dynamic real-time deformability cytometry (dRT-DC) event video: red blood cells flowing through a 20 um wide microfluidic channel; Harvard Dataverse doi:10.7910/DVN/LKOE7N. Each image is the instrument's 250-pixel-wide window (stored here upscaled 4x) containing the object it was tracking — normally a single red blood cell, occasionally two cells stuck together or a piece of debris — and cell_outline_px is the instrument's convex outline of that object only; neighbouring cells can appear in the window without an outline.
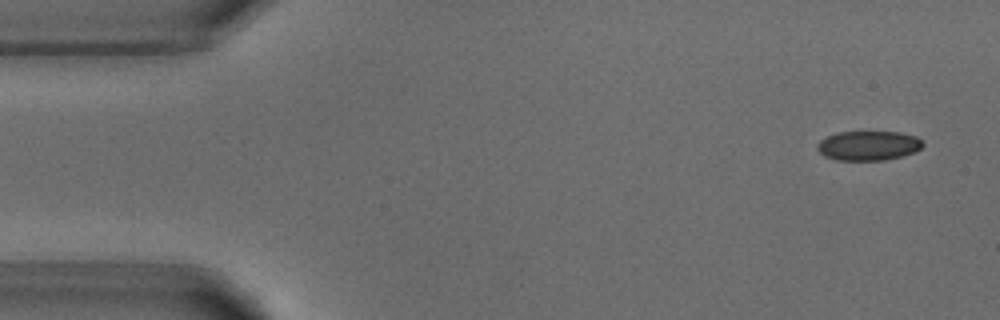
{"species": "common noctule bat (a hibernating species)", "species_latin": "Nyctalus noctula", "temperature_condition": "warm", "stored_images_in_passage": 4, "camera_frame_rate_fps": 3000, "um_per_image_px": 0.085, "animal": {"sex": "male", "body_mass_g": 18.8}, "frame": {"image": 1, "passage_image": 1, "time_ms": 0.0, "image_size_px": [1000, 320], "cell_outline_px": [[924, 144], [920, 148], [912, 152], [900, 156], [884, 160], [836, 160], [824, 156], [816, 148], [816, 144], [820, 140], [836, 132], [900, 132], [916, 136]], "centroid_in_image_um": [73.77, 12.37], "position_along_channel_um": 11.2, "area_um2": 18.03}}
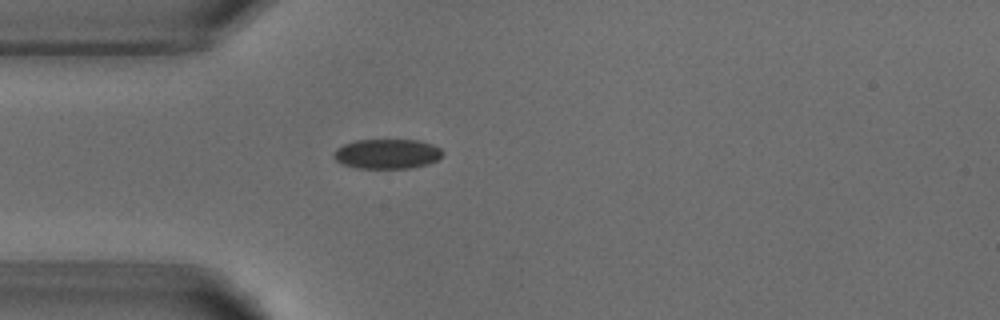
{"frame": {"image": 2, "passage_image": 4, "time_ms": 3.667, "image_size_px": [1000, 320], "cell_outline_px": [[444, 152], [436, 160], [428, 164], [412, 168], [356, 168], [344, 164], [336, 160], [332, 156], [336, 148], [344, 144], [356, 140], [420, 140], [432, 144], [440, 148]], "centroid_in_image_um": [32.9, 13.07], "position_along_channel_um": 52.1, "area_um2": 18.9}}